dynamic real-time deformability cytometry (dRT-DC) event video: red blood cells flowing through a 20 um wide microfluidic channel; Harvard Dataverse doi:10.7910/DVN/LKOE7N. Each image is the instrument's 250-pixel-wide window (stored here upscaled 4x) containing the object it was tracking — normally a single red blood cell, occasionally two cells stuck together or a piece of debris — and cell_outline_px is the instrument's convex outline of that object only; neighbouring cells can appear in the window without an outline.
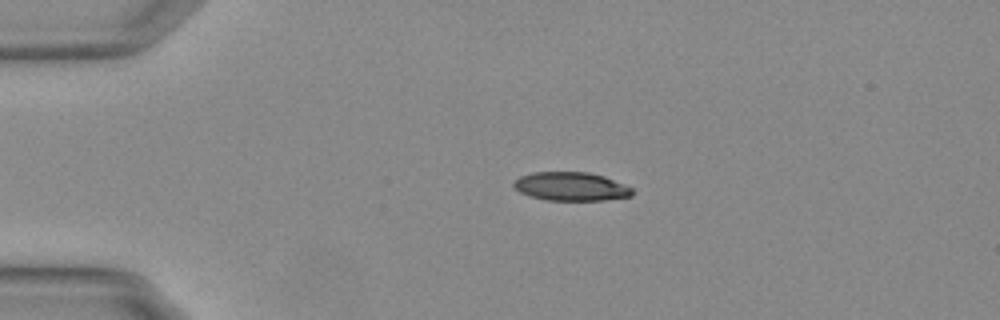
{"species": "Egyptian fruit bat (a non-hibernating species)", "species_latin": "Rousettus aegyptiacus", "temperature_condition": "warm", "stored_images_in_passage": 37, "camera_frame_rate_fps": 3000, "um_per_image_px": 0.085, "animal": {"sex": "female"}, "frame": {"image": 1, "passage_image": 1, "time_ms": 0.0, "image_size_px": [1000, 320], "cell_outline_px": [[632, 196], [604, 200], [548, 200], [528, 196], [520, 192], [512, 184], [520, 176], [532, 172], [588, 172], [604, 176], [632, 188]], "centroid_in_image_um": [48.52, 15.85], "position_along_channel_um": 36.5, "area_um2": 19.65}}
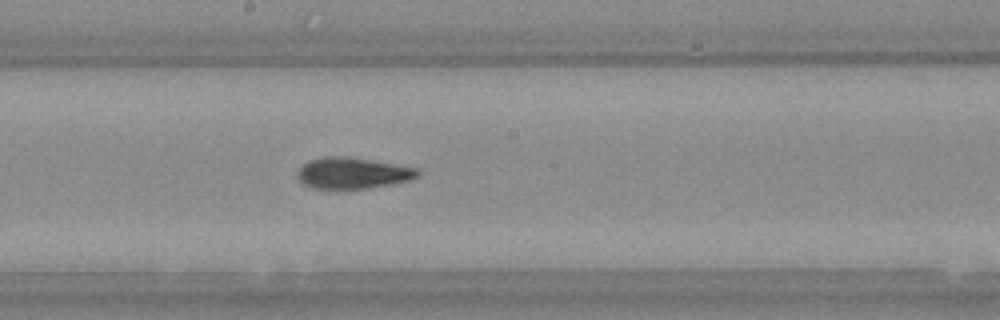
{"frame": {"image": 2, "passage_image": 19, "time_ms": 6.0, "image_size_px": [1000, 320], "cell_outline_px": [[420, 172], [416, 176], [408, 180], [368, 188], [312, 188], [304, 184], [300, 180], [300, 168], [308, 160], [324, 156], [348, 156], [420, 168]], "centroid_in_image_um": [30.0, 14.69], "position_along_channel_um": 218.2, "area_um2": 21.5}}
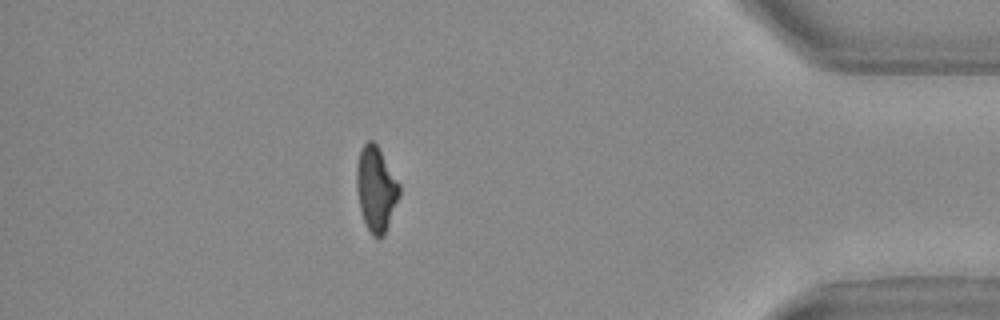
{"frame": {"image": 3, "passage_image": 37, "time_ms": 12.0, "image_size_px": [1000, 320], "cell_outline_px": [[400, 196], [384, 236], [372, 236], [364, 220], [360, 208], [356, 188], [356, 168], [360, 152], [364, 144], [368, 140], [372, 140], [376, 144], [400, 184]], "centroid_in_image_um": [31.97, 16.06], "position_along_channel_um": 403.2, "area_um2": 20.92}, "authors_computed_cell_mechanics": {"area_um2": 21.5016, "velocity_mm_per_s": 3.7651, "shape_relaxation_time_tau1_ms": 3.9183, "shape_relaxation_time_tau2_ms": 2.5829, "deformation_change_tau1": 0.1823, "deformation_change_tau2": 0.1094}}